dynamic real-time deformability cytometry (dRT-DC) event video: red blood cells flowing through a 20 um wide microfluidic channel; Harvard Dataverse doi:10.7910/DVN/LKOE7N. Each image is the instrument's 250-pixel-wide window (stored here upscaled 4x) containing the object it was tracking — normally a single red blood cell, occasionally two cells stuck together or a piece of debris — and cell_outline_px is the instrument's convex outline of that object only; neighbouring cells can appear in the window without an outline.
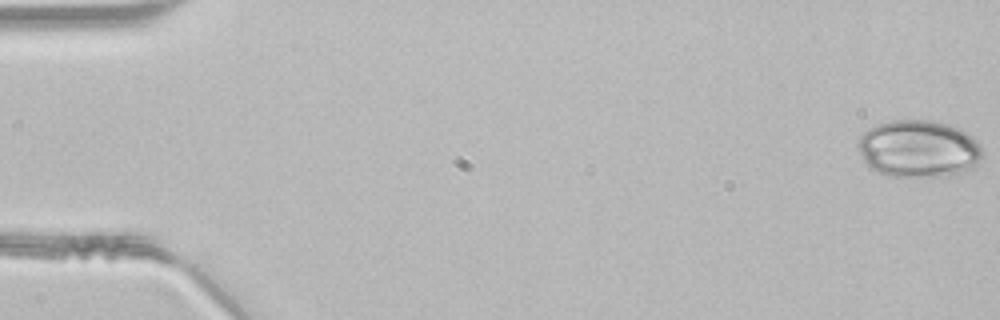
{"species": "common noctule bat (a hibernating species)", "species_latin": "Nyctalus noctula", "temperature_condition": "room temperature", "stored_images_in_passage": 45, "camera_frame_rate_fps": 3000, "um_per_image_px": 0.085, "animal": {"sex": "male", "body_mass_g": 21.5, "forearm_length_mm": 52.0}, "frame": {"image": 1, "passage_image": 1, "time_ms": 0.0, "image_size_px": [1000, 320], "cell_outline_px": [[984, 152], [976, 168], [968, 172], [940, 176], [888, 176], [868, 168], [856, 144], [860, 136], [868, 128], [876, 124], [892, 120], [928, 120], [948, 124], [968, 132], [980, 144]], "centroid_in_image_um": [78.1, 12.65], "position_along_channel_um": 6.9, "area_um2": 42.14}}
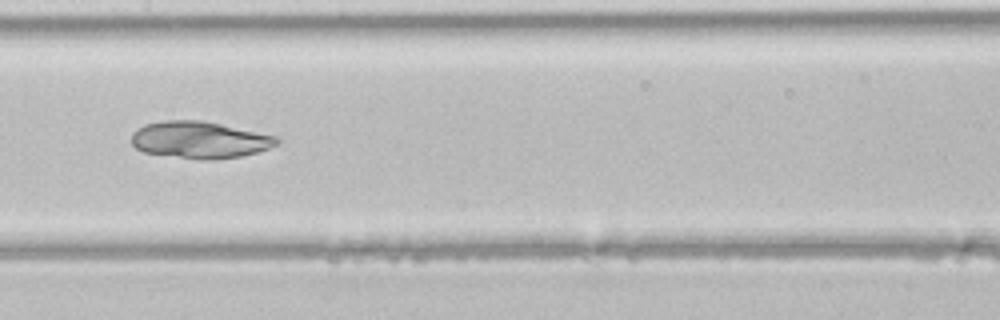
{"frame": {"image": 2, "passage_image": 24, "time_ms": 7.667, "image_size_px": [1000, 320], "cell_outline_px": [[280, 140], [276, 144], [268, 148], [256, 152], [240, 156], [216, 160], [200, 160], [144, 152], [136, 148], [132, 144], [132, 132], [136, 128], [144, 124], [164, 120], [204, 120], [276, 136]], "centroid_in_image_um": [16.94, 11.88], "position_along_channel_um": 190.5, "area_um2": 31.33}}
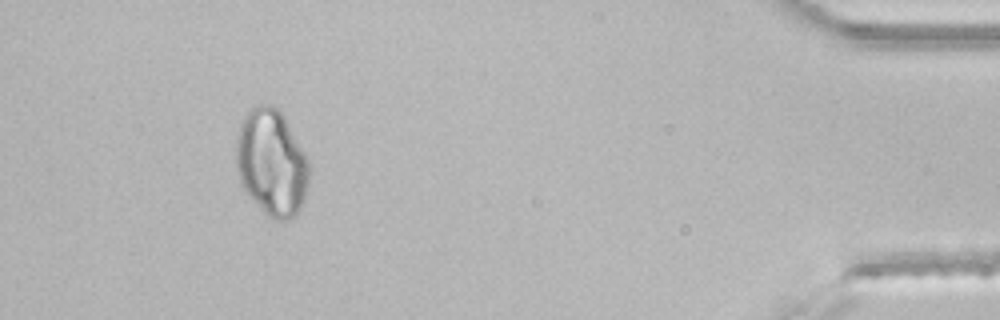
{"frame": {"image": 3, "passage_image": 44, "time_ms": 14.333, "image_size_px": [1000, 320], "cell_outline_px": [[308, 184], [304, 200], [296, 216], [288, 220], [276, 220], [268, 216], [260, 208], [240, 184], [236, 172], [236, 136], [240, 124], [248, 108], [256, 104], [268, 104], [276, 108], [284, 116], [304, 152], [308, 160]], "centroid_in_image_um": [23.06, 13.82], "position_along_channel_um": 412.1, "area_um2": 45.49}}